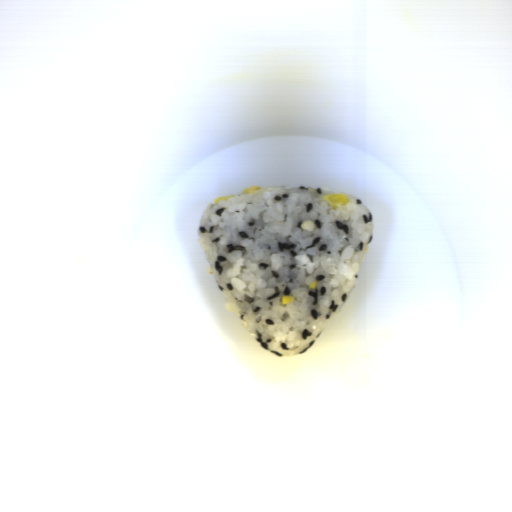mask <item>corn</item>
I'll return each mask as SVG.
<instances>
[{
  "mask_svg": "<svg viewBox=\"0 0 512 512\" xmlns=\"http://www.w3.org/2000/svg\"><path fill=\"white\" fill-rule=\"evenodd\" d=\"M322 199H324L325 201L330 203L332 208H333V210H337L339 204H341L342 206L343 205H347L348 202L350 201L348 196H347V194H332V193H328Z\"/></svg>",
  "mask_w": 512,
  "mask_h": 512,
  "instance_id": "obj_1",
  "label": "corn"
},
{
  "mask_svg": "<svg viewBox=\"0 0 512 512\" xmlns=\"http://www.w3.org/2000/svg\"><path fill=\"white\" fill-rule=\"evenodd\" d=\"M294 300H295V297L293 295H282L281 303L288 304L290 302H293Z\"/></svg>",
  "mask_w": 512,
  "mask_h": 512,
  "instance_id": "obj_2",
  "label": "corn"
},
{
  "mask_svg": "<svg viewBox=\"0 0 512 512\" xmlns=\"http://www.w3.org/2000/svg\"><path fill=\"white\" fill-rule=\"evenodd\" d=\"M260 188H261V187L251 186V187H249V188L244 189V190H243V192H242V194H243V193H248V192H254V191H256V190H258V189H260Z\"/></svg>",
  "mask_w": 512,
  "mask_h": 512,
  "instance_id": "obj_3",
  "label": "corn"
},
{
  "mask_svg": "<svg viewBox=\"0 0 512 512\" xmlns=\"http://www.w3.org/2000/svg\"><path fill=\"white\" fill-rule=\"evenodd\" d=\"M235 196H237V195H235ZM235 196L217 197V198L214 200V202L222 201V200H228V199H230V198H232V197H235ZM214 202H213V203H214Z\"/></svg>",
  "mask_w": 512,
  "mask_h": 512,
  "instance_id": "obj_4",
  "label": "corn"
},
{
  "mask_svg": "<svg viewBox=\"0 0 512 512\" xmlns=\"http://www.w3.org/2000/svg\"><path fill=\"white\" fill-rule=\"evenodd\" d=\"M317 284H318V280H315L313 281L310 285H309V289H316L317 287Z\"/></svg>",
  "mask_w": 512,
  "mask_h": 512,
  "instance_id": "obj_5",
  "label": "corn"
}]
</instances>
